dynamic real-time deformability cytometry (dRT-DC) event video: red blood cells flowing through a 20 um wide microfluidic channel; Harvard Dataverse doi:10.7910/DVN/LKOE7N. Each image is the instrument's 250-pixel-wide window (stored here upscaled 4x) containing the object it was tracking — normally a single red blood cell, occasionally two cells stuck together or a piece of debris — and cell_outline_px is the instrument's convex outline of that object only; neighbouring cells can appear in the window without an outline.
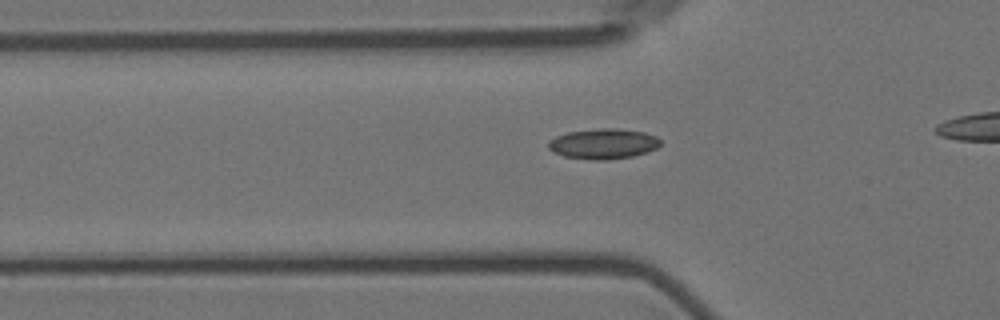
{"species": "Egyptian fruit bat (a non-hibernating species)", "species_latin": "Rousettus aegyptiacus", "temperature_condition": "room temperature", "stored_images_in_passage": 23, "camera_frame_rate_fps": 3000, "um_per_image_px": 0.085, "animal": {"sex": "female"}, "frame": {"image": 1, "passage_image": 10, "time_ms": 3.0, "image_size_px": [1000, 320], "cell_outline_px": [[660, 144], [656, 148], [648, 152], [632, 156], [608, 160], [592, 160], [564, 156], [548, 148], [548, 140], [556, 136], [568, 132], [600, 128], [616, 128], [644, 132], [656, 136], [660, 140]], "centroid_in_image_um": [51.29, 12.22], "position_along_channel_um": 74.5, "area_um2": 19.77}}
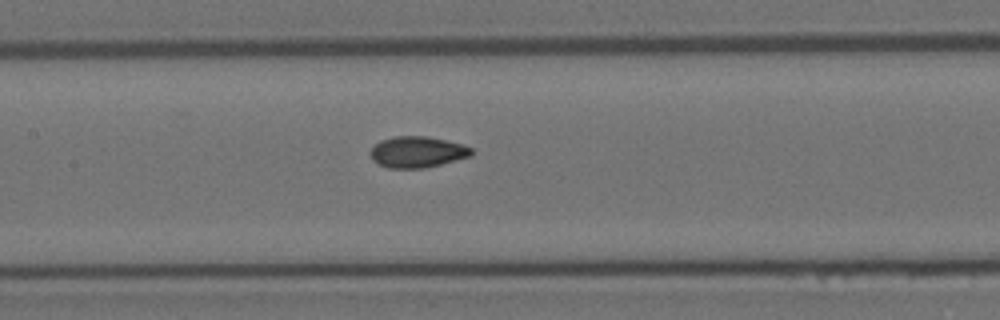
{"frame": {"image": 2, "passage_image": 18, "time_ms": 5.667, "image_size_px": [1000, 320], "cell_outline_px": [[472, 156], [424, 168], [388, 168], [372, 160], [368, 152], [380, 140], [396, 136], [428, 136], [464, 144], [472, 148]], "centroid_in_image_um": [35.47, 12.91], "position_along_channel_um": 171.9, "area_um2": 18.44}}
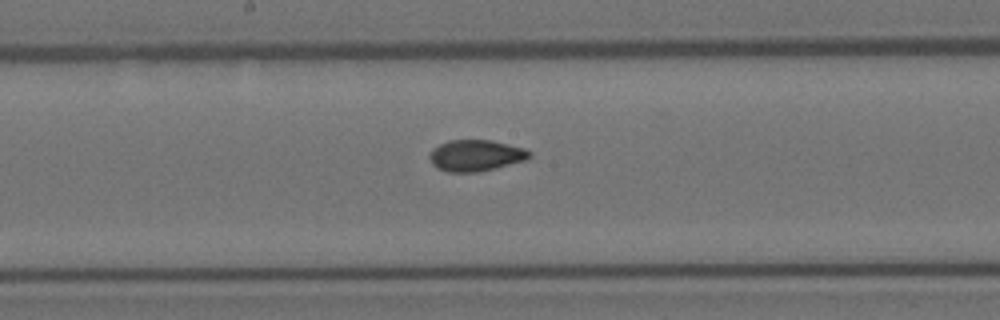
{"frame": {"image": 3, "passage_image": 21, "time_ms": 6.667, "image_size_px": [1000, 320], "cell_outline_px": [[532, 156], [528, 160], [480, 172], [448, 172], [436, 168], [432, 164], [428, 156], [432, 148], [448, 140], [492, 140], [524, 148], [532, 152]], "centroid_in_image_um": [40.45, 13.22], "position_along_channel_um": 207.7, "area_um2": 18.55}}